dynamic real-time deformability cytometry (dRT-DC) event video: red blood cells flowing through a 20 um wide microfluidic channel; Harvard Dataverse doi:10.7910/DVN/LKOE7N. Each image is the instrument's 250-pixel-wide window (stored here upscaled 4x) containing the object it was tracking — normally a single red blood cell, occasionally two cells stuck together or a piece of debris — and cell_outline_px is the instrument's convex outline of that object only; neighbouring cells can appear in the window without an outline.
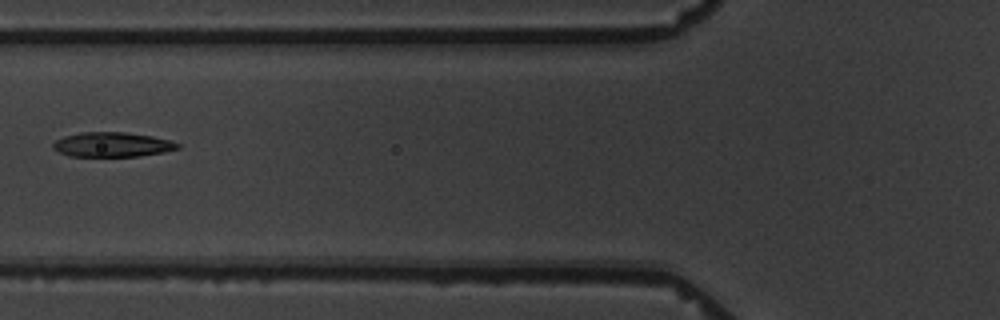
{"species": "common noctule bat (a hibernating species)", "species_latin": "Nyctalus noctula", "temperature_condition": "warm", "stored_images_in_passage": 12, "camera_frame_rate_fps": 3000, "um_per_image_px": 0.085, "animal": {"sex": "male", "body_mass_g": 19.5, "forearm_length_mm": 54.6}, "frame": {"image": 1, "passage_image": 6, "time_ms": 6.667, "image_size_px": [1000, 320], "cell_outline_px": [[180, 148], [164, 152], [140, 156], [68, 156], [52, 148], [52, 144], [56, 140], [64, 136], [80, 132], [124, 132], [152, 136], [172, 140], [180, 144]], "centroid_in_image_um": [9.56, 12.28], "position_along_channel_um": 116.2, "area_um2": 17.98}}
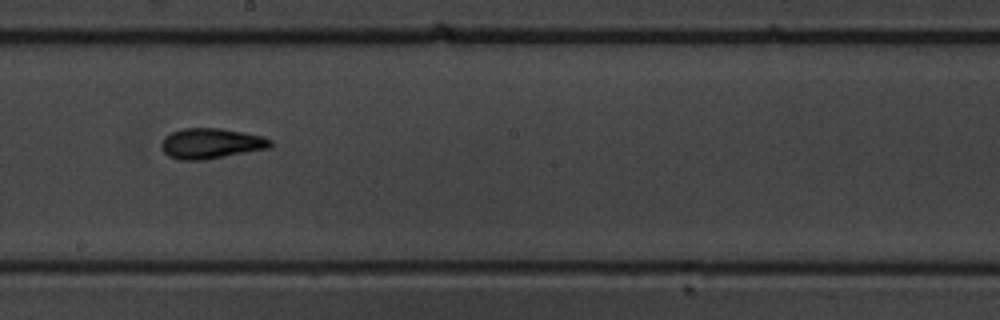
{"frame": {"image": 2, "passage_image": 9, "time_ms": 10.0, "image_size_px": [1000, 320], "cell_outline_px": [[272, 144], [268, 148], [204, 160], [180, 160], [168, 156], [160, 148], [160, 144], [164, 136], [172, 132], [184, 128], [220, 128], [260, 136], [272, 140]], "centroid_in_image_um": [17.87, 12.2], "position_along_channel_um": 230.3, "area_um2": 19.19}}
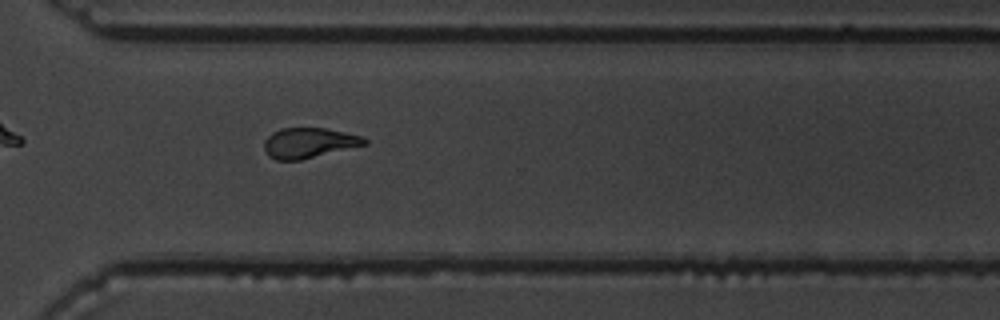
{"frame": {"image": 3, "passage_image": 12, "time_ms": 13.333, "image_size_px": [1000, 320], "cell_outline_px": [[368, 144], [300, 160], [276, 160], [268, 156], [264, 152], [264, 140], [272, 132], [280, 128], [324, 128], [364, 136], [368, 140]], "centroid_in_image_um": [26.25, 12.14], "position_along_channel_um": 344.4, "area_um2": 17.8}}